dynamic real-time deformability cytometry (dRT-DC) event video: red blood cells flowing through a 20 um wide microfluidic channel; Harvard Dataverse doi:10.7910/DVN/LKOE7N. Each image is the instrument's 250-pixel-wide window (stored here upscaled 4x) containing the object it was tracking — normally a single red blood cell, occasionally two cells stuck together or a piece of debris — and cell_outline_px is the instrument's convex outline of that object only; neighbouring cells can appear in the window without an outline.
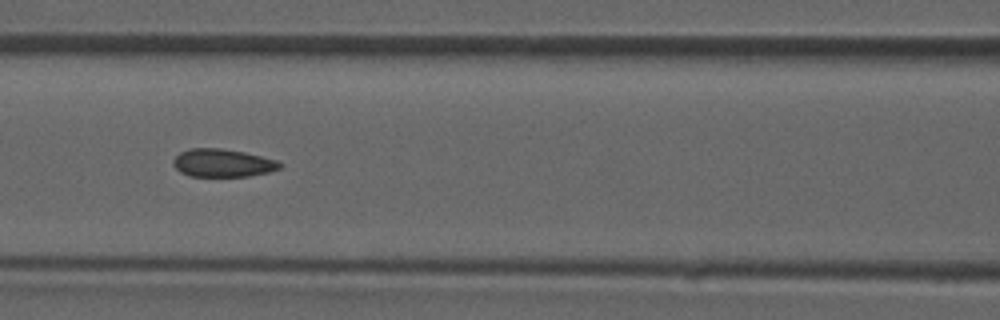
{"species": "common noctule bat (a hibernating species)", "species_latin": "Nyctalus noctula", "temperature_condition": "room temperature", "stored_images_in_passage": 46, "camera_frame_rate_fps": 3000, "um_per_image_px": 0.085, "animal": {"sex": "male", "forearm_length_mm": 52.5}, "frame": {"image": 1, "passage_image": 20, "time_ms": 6.333, "image_size_px": [1000, 320], "cell_outline_px": [[284, 164], [280, 168], [268, 172], [248, 176], [188, 176], [180, 172], [172, 164], [172, 160], [180, 152], [188, 148], [220, 148], [244, 152], [276, 160]], "centroid_in_image_um": [18.89, 13.85], "position_along_channel_um": 147.7, "area_um2": 17.4}}